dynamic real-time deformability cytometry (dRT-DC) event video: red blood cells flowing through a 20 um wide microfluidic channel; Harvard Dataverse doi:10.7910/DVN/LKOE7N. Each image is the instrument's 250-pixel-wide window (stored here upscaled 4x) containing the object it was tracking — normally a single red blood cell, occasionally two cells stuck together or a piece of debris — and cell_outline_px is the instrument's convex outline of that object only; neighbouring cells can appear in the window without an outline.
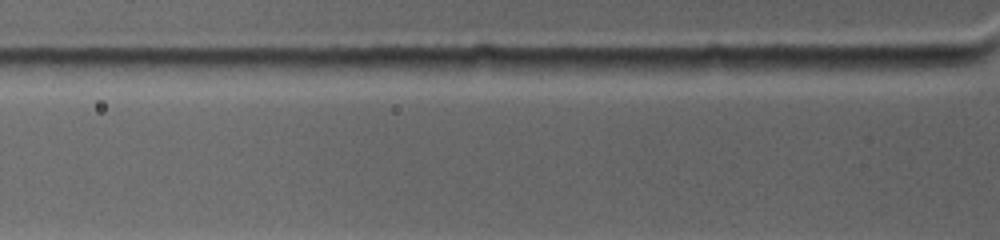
{"species": "common noctule bat (a hibernating species)", "species_latin": "Nyctalus noctula", "temperature_condition": "warm", "stored_images_in_passage": 2, "camera_frame_rate_fps": 4500, "um_per_image_px": 0.085, "animal": {"sex": "female", "body_mass_g": 19.0, "forearm_length_mm": 53.3}, "frame": {"image": 1, "passage_image": 2, "time_ms": 0.667, "image_size_px": [1000, 240], "cell_outline_px": [[968, 64], [916, 72], [816, 68], [832, 60], [852, 56], [956, 56], [968, 60]], "centroid_in_image_um": [76.08, 5.37], "position_along_channel_um": 49.7, "area_um2": 13.24}}